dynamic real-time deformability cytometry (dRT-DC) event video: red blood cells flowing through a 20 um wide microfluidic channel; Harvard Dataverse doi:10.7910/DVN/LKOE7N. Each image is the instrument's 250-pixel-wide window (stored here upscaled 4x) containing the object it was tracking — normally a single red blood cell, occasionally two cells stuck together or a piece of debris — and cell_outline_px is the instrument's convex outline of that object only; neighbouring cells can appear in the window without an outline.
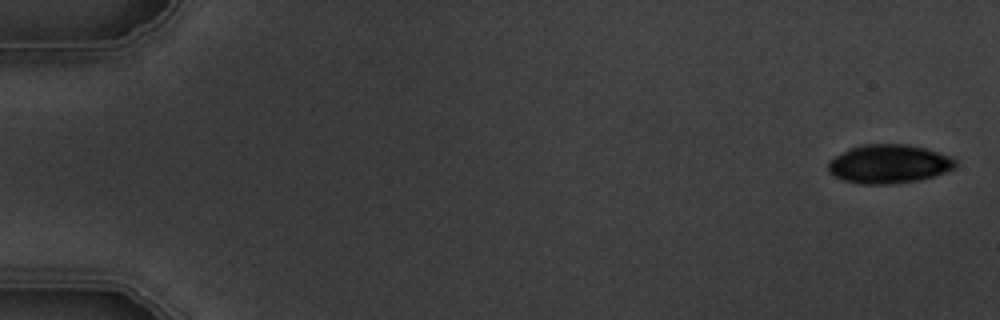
{"species": "common noctule bat (a hibernating species)", "species_latin": "Nyctalus noctula", "temperature_condition": "warm", "stored_images_in_passage": 7, "camera_frame_rate_fps": 3000, "um_per_image_px": 0.085, "animal": {"sex": "male", "body_mass_g": 19.5, "forearm_length_mm": 54.6}, "frame": {"image": 1, "passage_image": 1, "time_ms": 0.0, "image_size_px": [1000, 320], "cell_outline_px": [[956, 168], [920, 180], [888, 184], [860, 184], [844, 180], [832, 176], [828, 172], [828, 160], [860, 144], [908, 144], [928, 148], [952, 156], [956, 160]], "centroid_in_image_um": [75.57, 13.93], "position_along_channel_um": 9.4, "area_um2": 28.96}}